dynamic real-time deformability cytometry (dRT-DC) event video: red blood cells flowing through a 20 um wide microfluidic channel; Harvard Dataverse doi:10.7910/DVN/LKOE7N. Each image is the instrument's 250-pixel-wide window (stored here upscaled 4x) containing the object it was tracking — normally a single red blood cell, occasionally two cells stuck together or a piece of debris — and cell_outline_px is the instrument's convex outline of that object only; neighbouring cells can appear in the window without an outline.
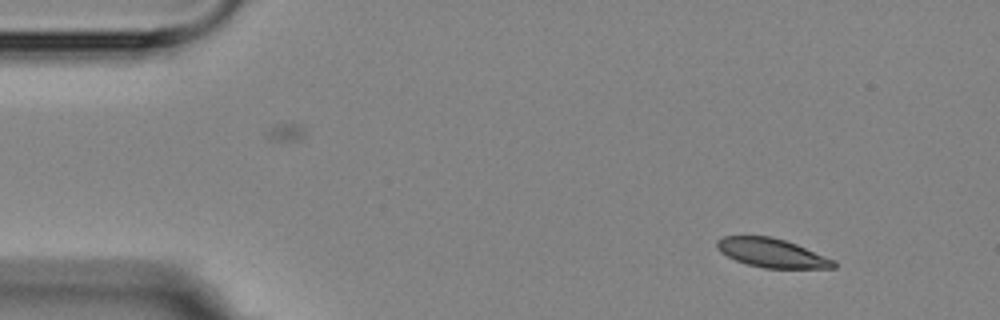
{"species": "Egyptian fruit bat (a non-hibernating species)", "species_latin": "Rousettus aegyptiacus", "temperature_condition": "room temperature", "stored_images_in_passage": 4, "camera_frame_rate_fps": 3000, "um_per_image_px": 0.085, "animal": {"sex": "female"}, "frame": {"image": 1, "passage_image": 1, "time_ms": 0.0, "image_size_px": [1000, 320], "cell_outline_px": [[836, 268], [764, 268], [748, 264], [736, 260], [720, 252], [716, 248], [716, 240], [724, 236], [772, 236], [796, 244], [836, 260]], "centroid_in_image_um": [65.61, 21.5], "position_along_channel_um": 19.4, "area_um2": 19.65}}
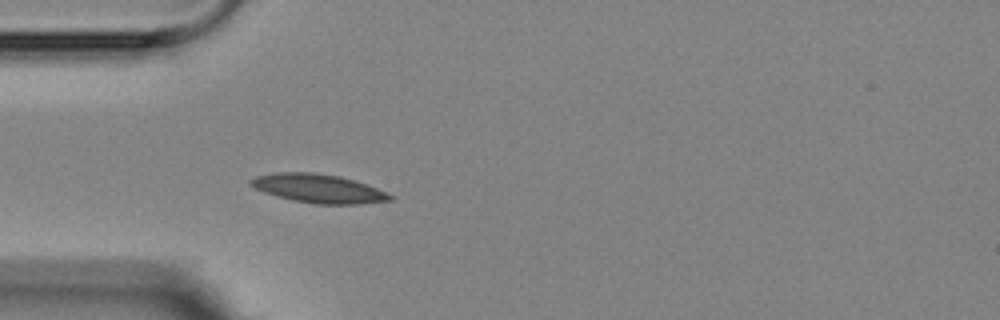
{"frame": {"image": 2, "passage_image": 4, "time_ms": 3.333, "image_size_px": [1000, 320], "cell_outline_px": [[392, 200], [360, 204], [316, 204], [292, 200], [276, 196], [264, 192], [248, 184], [248, 180], [256, 176], [276, 172], [312, 172], [340, 176], [368, 184], [392, 196]], "centroid_in_image_um": [27.03, 16.01], "position_along_channel_um": 58.0, "area_um2": 23.29}}